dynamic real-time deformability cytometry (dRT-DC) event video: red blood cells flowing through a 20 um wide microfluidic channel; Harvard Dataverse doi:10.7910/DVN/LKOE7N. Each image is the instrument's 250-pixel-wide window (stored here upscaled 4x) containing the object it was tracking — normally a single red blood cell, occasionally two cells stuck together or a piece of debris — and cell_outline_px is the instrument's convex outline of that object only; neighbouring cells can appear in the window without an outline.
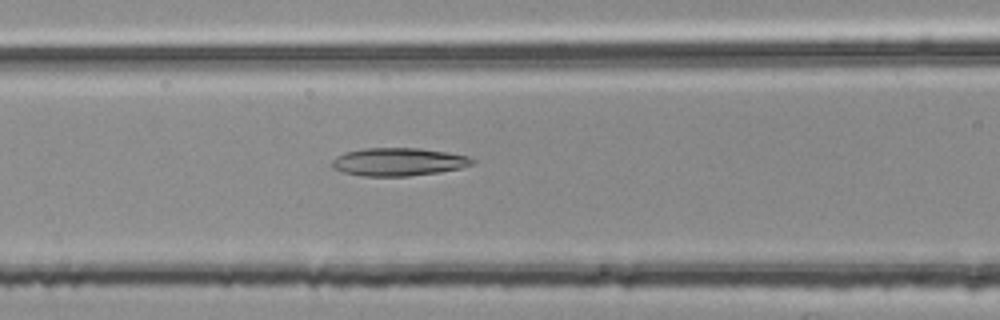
{"species": "common noctule bat (a hibernating species)", "species_latin": "Nyctalus noctula", "temperature_condition": "room temperature", "stored_images_in_passage": 45, "camera_frame_rate_fps": 3000, "um_per_image_px": 0.085, "animal": {"sex": "female", "body_mass_g": 25.1}, "frame": {"image": 1, "passage_image": 14, "time_ms": 4.333, "image_size_px": [1000, 320], "cell_outline_px": [[476, 164], [460, 168], [440, 172], [408, 176], [364, 176], [344, 172], [332, 168], [332, 160], [336, 156], [344, 152], [364, 148], [420, 148], [448, 152], [468, 156], [476, 160]], "centroid_in_image_um": [33.9, 13.75], "position_along_channel_um": 132.7, "area_um2": 23.06}}
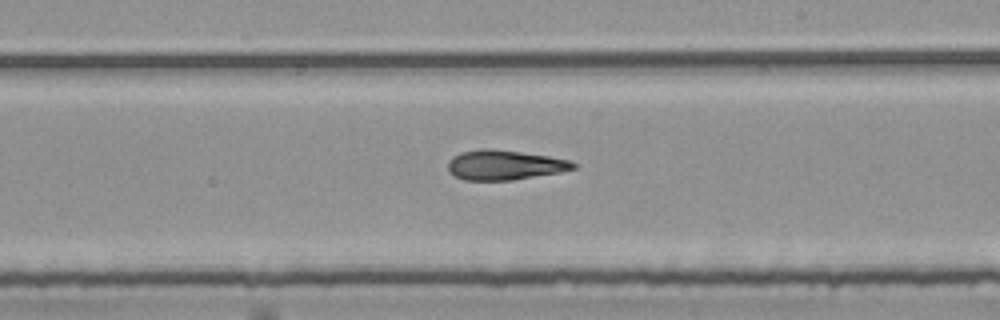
{"frame": {"image": 2, "passage_image": 23, "time_ms": 7.333, "image_size_px": [1000, 320], "cell_outline_px": [[576, 168], [560, 172], [512, 180], [464, 180], [448, 172], [448, 160], [452, 156], [460, 152], [480, 148], [492, 148], [548, 156], [568, 160], [576, 164]], "centroid_in_image_um": [42.83, 14.01], "position_along_channel_um": 246.2, "area_um2": 21.79}}
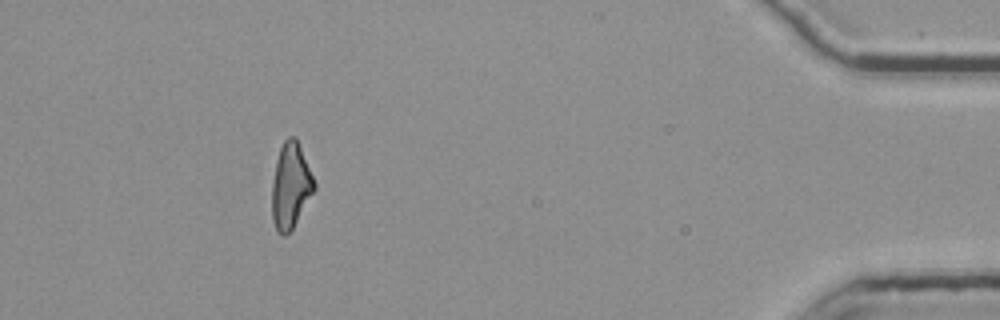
{"frame": {"image": 3, "passage_image": 41, "time_ms": 13.333, "image_size_px": [1000, 320], "cell_outline_px": [[316, 188], [292, 228], [284, 236], [280, 236], [276, 232], [272, 220], [272, 184], [276, 160], [280, 148], [284, 140], [288, 136], [296, 136], [316, 184]], "centroid_in_image_um": [24.69, 15.79], "position_along_channel_um": 410.5, "area_um2": 21.04}, "authors_computed_cell_mechanics": {"area_um2": 21.9062, "velocity_mm_per_s": 3.7848, "shape_relaxation_time_tau1_ms": 8.1529, "shape_relaxation_time_tau2_ms": 5.1802, "deformation_change_tau1": 0.2291, "deformation_change_tau2": 0.1735}}